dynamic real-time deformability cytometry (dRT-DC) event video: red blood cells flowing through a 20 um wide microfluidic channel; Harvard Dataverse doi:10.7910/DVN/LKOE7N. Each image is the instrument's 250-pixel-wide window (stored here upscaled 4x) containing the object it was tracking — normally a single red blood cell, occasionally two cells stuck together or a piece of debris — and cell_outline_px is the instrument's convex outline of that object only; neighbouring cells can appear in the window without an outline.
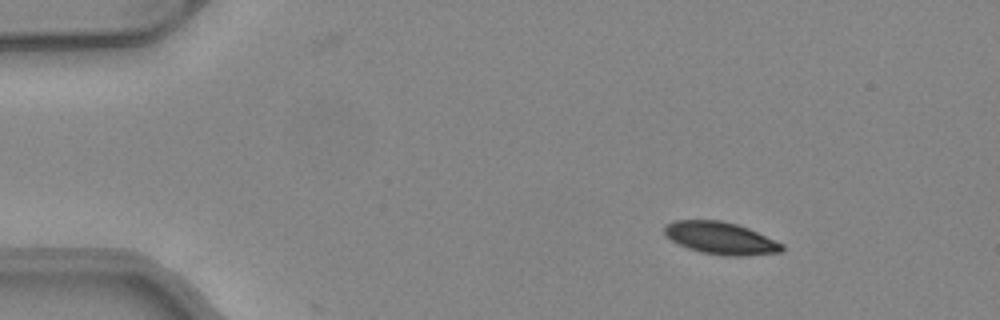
{"species": "common noctule bat (a hibernating species)", "species_latin": "Nyctalus noctula", "temperature_condition": "warm", "stored_images_in_passage": 8, "camera_frame_rate_fps": 3000, "um_per_image_px": 0.085, "animal": {"sex": "female", "body_mass_g": 24.6, "forearm_length_mm": 56.2}, "frame": {"image": 1, "passage_image": 6, "time_ms": 1.667, "image_size_px": [1000, 320], "cell_outline_px": [[784, 248], [780, 252], [744, 256], [724, 256], [700, 252], [688, 248], [672, 240], [664, 232], [664, 224], [676, 220], [720, 220], [736, 224], [748, 228], [784, 244]], "centroid_in_image_um": [61.26, 20.24], "position_along_channel_um": 23.7, "area_um2": 22.02}}